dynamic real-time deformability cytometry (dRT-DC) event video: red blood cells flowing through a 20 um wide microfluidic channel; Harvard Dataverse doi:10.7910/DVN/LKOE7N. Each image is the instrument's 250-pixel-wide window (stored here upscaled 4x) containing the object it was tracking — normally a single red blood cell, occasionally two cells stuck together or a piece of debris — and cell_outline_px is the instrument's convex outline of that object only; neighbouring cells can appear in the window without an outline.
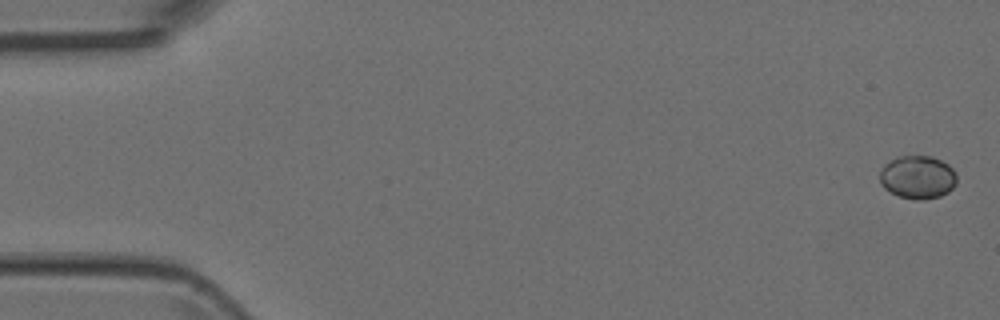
{"species": "Egyptian fruit bat (a non-hibernating species)", "species_latin": "Rousettus aegyptiacus", "temperature_condition": "room temperature", "stored_images_in_passage": 4, "camera_frame_rate_fps": 3000, "um_per_image_px": 0.085, "animal": {"sex": "female"}, "frame": {"image": 1, "passage_image": 1, "time_ms": 0.0, "image_size_px": [1000, 320], "cell_outline_px": [[956, 184], [948, 192], [940, 196], [924, 200], [916, 200], [900, 196], [884, 188], [880, 184], [880, 168], [884, 164], [896, 156], [932, 156], [948, 164], [952, 168], [956, 176]], "centroid_in_image_um": [77.98, 15.05], "position_along_channel_um": 7.0, "area_um2": 19.48}}